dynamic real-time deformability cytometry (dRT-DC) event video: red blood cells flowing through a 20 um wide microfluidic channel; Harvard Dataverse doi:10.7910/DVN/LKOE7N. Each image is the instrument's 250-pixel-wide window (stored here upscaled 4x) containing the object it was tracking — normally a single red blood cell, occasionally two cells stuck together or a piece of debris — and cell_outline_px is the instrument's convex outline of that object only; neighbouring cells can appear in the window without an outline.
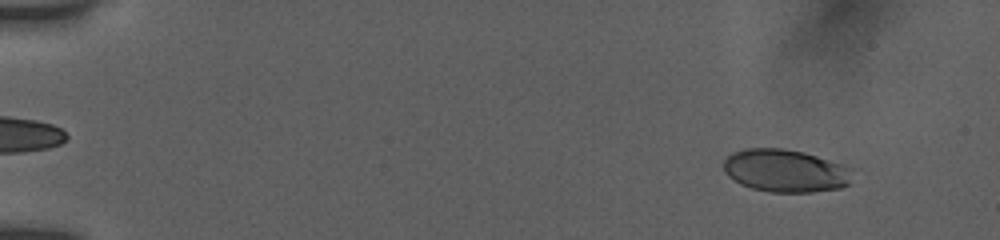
{"species": "human", "species_latin": "Homo sapiens", "temperature_condition": "room temperature", "stored_images_in_passage": 15, "camera_frame_rate_fps": 3000, "um_per_image_px": 0.085, "donor": {"sex": "female"}, "frame": {"image": 1, "passage_image": 3, "time_ms": 1.0, "image_size_px": [1000, 240], "cell_outline_px": [[852, 168], [848, 184], [840, 188], [812, 192], [772, 192], [752, 188], [740, 184], [728, 176], [724, 172], [724, 160], [732, 152], [744, 148], [784, 148], [804, 152], [844, 164]], "centroid_in_image_um": [66.74, 14.5], "position_along_channel_um": 18.3, "area_um2": 32.25}}
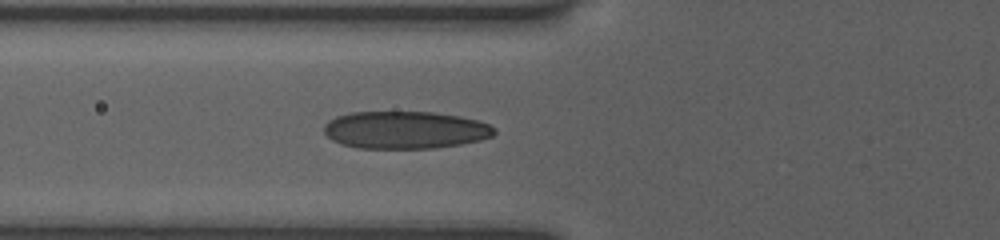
{"frame": {"image": 2, "passage_image": 12, "time_ms": 6.333, "image_size_px": [1000, 240], "cell_outline_px": [[496, 132], [492, 136], [480, 140], [460, 144], [432, 148], [356, 148], [340, 144], [332, 140], [324, 132], [324, 124], [328, 120], [336, 116], [352, 112], [432, 112], [460, 116], [476, 120], [488, 124], [496, 128]], "centroid_in_image_um": [34.41, 11.04], "position_along_channel_um": 91.4, "area_um2": 37.28}}
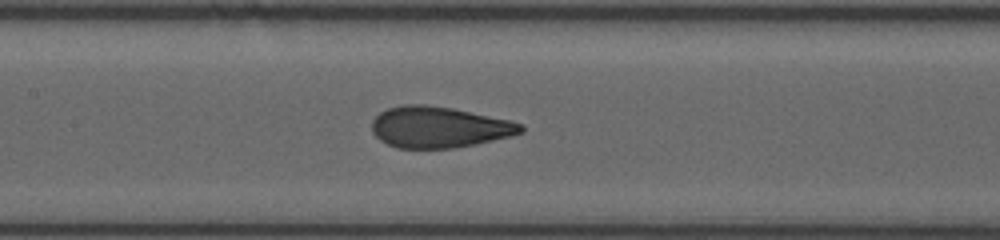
{"frame": {"image": 3, "passage_image": 15, "time_ms": 8.333, "image_size_px": [1000, 240], "cell_outline_px": [[524, 132], [512, 136], [476, 144], [452, 148], [396, 148], [380, 140], [372, 132], [372, 120], [380, 112], [388, 108], [404, 104], [424, 104], [452, 108], [512, 120], [524, 124]], "centroid_in_image_um": [37.35, 10.8], "position_along_channel_um": 170.1, "area_um2": 35.95}}